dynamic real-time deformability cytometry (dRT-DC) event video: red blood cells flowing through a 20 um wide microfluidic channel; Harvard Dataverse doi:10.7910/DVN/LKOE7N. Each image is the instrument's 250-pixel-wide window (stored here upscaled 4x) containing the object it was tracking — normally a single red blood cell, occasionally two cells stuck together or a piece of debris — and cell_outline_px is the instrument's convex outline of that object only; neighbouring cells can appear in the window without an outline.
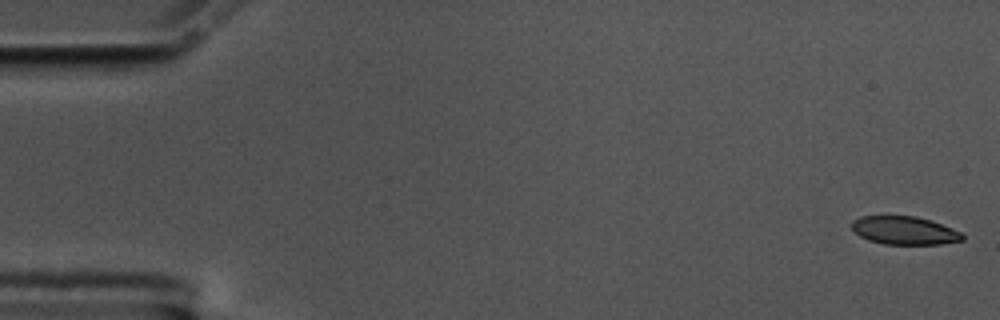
{"species": "common noctule bat (a hibernating species)", "species_latin": "Nyctalus noctula", "temperature_condition": "cold", "stored_images_in_passage": 10, "camera_frame_rate_fps": 3000, "um_per_image_px": 0.085, "animal": {"sex": "male", "body_mass_g": 17.5, "forearm_length_mm": 52.3}, "frame": {"image": 1, "passage_image": 1, "time_ms": 0.0, "image_size_px": [1000, 320], "cell_outline_px": [[964, 240], [940, 244], [884, 244], [868, 240], [860, 236], [852, 228], [852, 220], [860, 216], [916, 216], [932, 220], [960, 232], [964, 236]], "centroid_in_image_um": [76.87, 19.59], "position_along_channel_um": 8.1, "area_um2": 18.15}}